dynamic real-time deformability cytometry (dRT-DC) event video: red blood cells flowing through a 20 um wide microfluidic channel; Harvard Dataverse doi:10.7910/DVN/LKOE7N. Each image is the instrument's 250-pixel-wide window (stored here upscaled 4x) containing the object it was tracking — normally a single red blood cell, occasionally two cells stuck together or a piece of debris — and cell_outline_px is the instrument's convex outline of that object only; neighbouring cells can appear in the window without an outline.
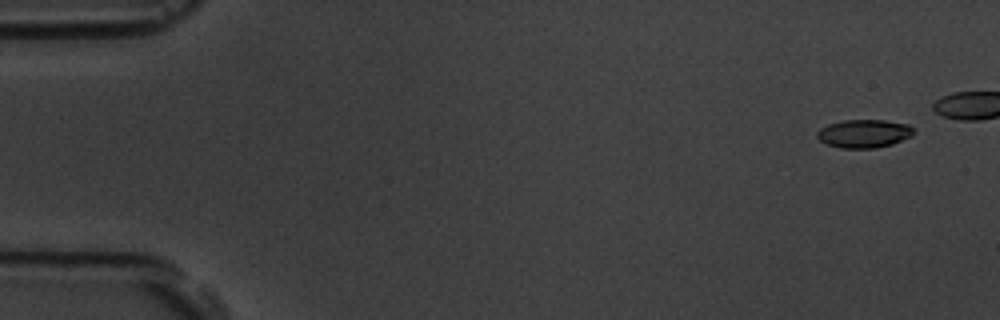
{"species": "common noctule bat (a hibernating species)", "species_latin": "Nyctalus noctula", "temperature_condition": "room temperature", "stored_images_in_passage": 7, "camera_frame_rate_fps": 3000, "um_per_image_px": 0.085, "animal": {"sex": "male", "body_mass_g": 19.5, "forearm_length_mm": 54.6}, "frame": {"image": 1, "passage_image": 2, "time_ms": 0.333, "image_size_px": [1000, 320], "cell_outline_px": [[916, 132], [912, 136], [892, 144], [876, 148], [840, 148], [828, 144], [820, 140], [816, 136], [816, 132], [820, 128], [828, 124], [844, 120], [884, 120], [908, 124]], "centroid_in_image_um": [73.45, 11.35], "position_along_channel_um": 11.6, "area_um2": 15.95}}
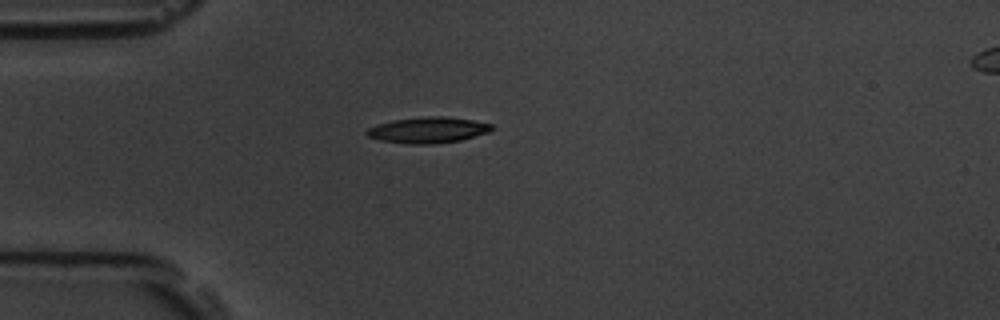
{"frame": {"image": 2, "passage_image": 7, "time_ms": 2.0, "image_size_px": [1000, 320], "cell_outline_px": [[492, 128], [488, 132], [460, 140], [432, 144], [404, 144], [380, 140], [368, 136], [364, 132], [368, 128], [376, 124], [392, 120], [428, 116], [444, 116], [472, 120], [492, 124]], "centroid_in_image_um": [36.32, 11.05], "position_along_channel_um": 48.7, "area_um2": 18.84}}